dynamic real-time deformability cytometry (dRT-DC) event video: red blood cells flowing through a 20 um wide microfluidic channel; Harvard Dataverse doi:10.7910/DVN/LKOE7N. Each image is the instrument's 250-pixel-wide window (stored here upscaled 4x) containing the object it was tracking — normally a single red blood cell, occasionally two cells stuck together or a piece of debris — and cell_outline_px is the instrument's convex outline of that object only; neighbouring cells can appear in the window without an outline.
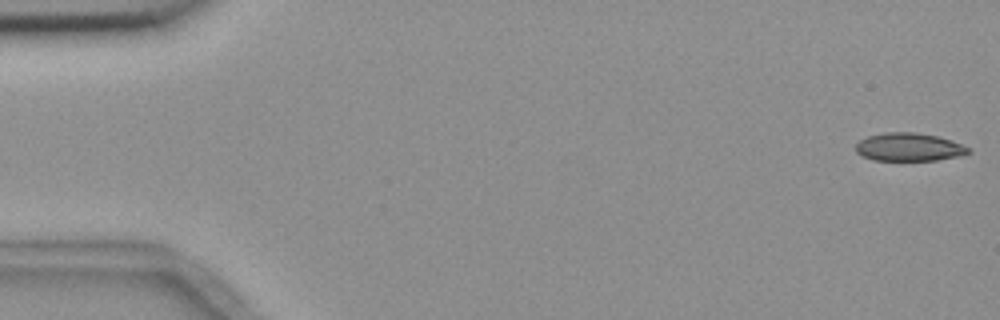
{"species": "common noctule bat (a hibernating species)", "species_latin": "Nyctalus noctula", "temperature_condition": "room temperature", "stored_images_in_passage": 5, "camera_frame_rate_fps": 3000, "um_per_image_px": 0.085, "animal": {"sex": "female", "body_mass_g": 18.4}, "frame": {"image": 1, "passage_image": 1, "time_ms": 0.0, "image_size_px": [1000, 320], "cell_outline_px": [[972, 152], [964, 156], [936, 160], [872, 160], [860, 156], [856, 152], [856, 144], [860, 140], [868, 136], [884, 132], [916, 132], [936, 136], [952, 140], [972, 148]], "centroid_in_image_um": [77.31, 12.51], "position_along_channel_um": 7.7, "area_um2": 18.79}}